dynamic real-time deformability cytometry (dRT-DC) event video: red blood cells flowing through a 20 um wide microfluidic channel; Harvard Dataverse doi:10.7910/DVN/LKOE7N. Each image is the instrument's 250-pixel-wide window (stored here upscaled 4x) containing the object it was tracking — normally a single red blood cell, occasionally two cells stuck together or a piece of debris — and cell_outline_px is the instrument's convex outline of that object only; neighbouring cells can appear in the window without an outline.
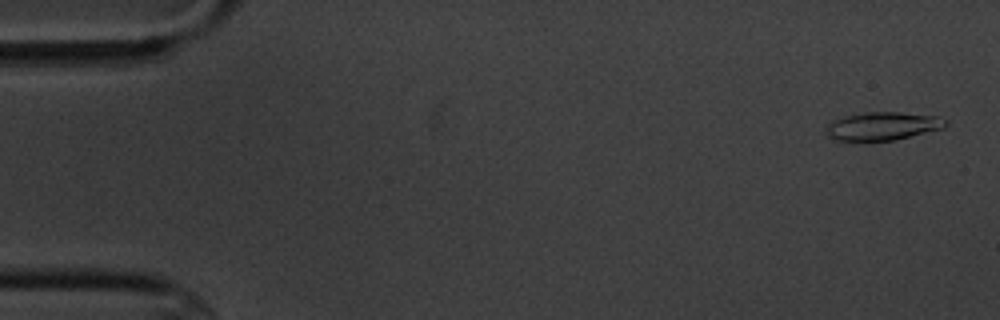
{"species": "common noctule bat (a hibernating species)", "species_latin": "Nyctalus noctula", "temperature_condition": "cold", "stored_images_in_passage": 4, "camera_frame_rate_fps": 3000, "um_per_image_px": 0.085, "animal": {"sex": "male", "body_mass_g": 20.1, "forearm_length_mm": 53.5}, "frame": {"image": 1, "passage_image": 1, "time_ms": 0.0, "image_size_px": [1000, 320], "cell_outline_px": [[948, 124], [944, 128], [896, 140], [836, 140], [824, 136], [824, 132], [828, 124], [832, 120], [844, 116], [864, 112], [900, 112], [940, 116], [948, 120]], "centroid_in_image_um": [75.03, 10.71], "position_along_channel_um": 10.0, "area_um2": 19.94}}